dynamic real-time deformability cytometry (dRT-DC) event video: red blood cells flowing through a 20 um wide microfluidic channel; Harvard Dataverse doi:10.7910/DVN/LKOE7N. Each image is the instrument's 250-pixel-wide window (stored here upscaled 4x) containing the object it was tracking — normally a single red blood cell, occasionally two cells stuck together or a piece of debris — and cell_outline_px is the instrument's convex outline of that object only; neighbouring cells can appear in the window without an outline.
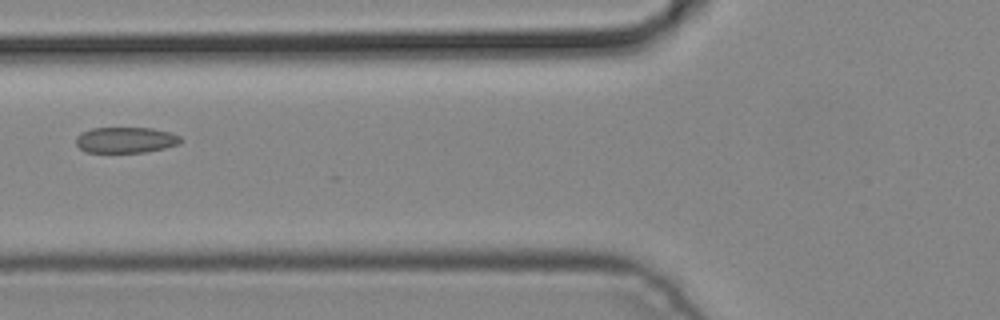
{"species": "common noctule bat (a hibernating species)", "species_latin": "Nyctalus noctula", "temperature_condition": "cold", "stored_images_in_passage": 3, "camera_frame_rate_fps": 3000, "um_per_image_px": 0.085, "animal": {"sex": "male", "body_mass_g": 19.2, "forearm_length_mm": 51.8}, "frame": {"image": 1, "passage_image": 3, "time_ms": 0.667, "image_size_px": [1000, 320], "cell_outline_px": [[184, 140], [180, 144], [164, 148], [144, 152], [84, 152], [76, 144], [76, 136], [80, 132], [92, 128], [152, 128], [172, 132], [180, 136]], "centroid_in_image_um": [10.7, 11.89], "position_along_channel_um": 115.1, "area_um2": 15.95}}